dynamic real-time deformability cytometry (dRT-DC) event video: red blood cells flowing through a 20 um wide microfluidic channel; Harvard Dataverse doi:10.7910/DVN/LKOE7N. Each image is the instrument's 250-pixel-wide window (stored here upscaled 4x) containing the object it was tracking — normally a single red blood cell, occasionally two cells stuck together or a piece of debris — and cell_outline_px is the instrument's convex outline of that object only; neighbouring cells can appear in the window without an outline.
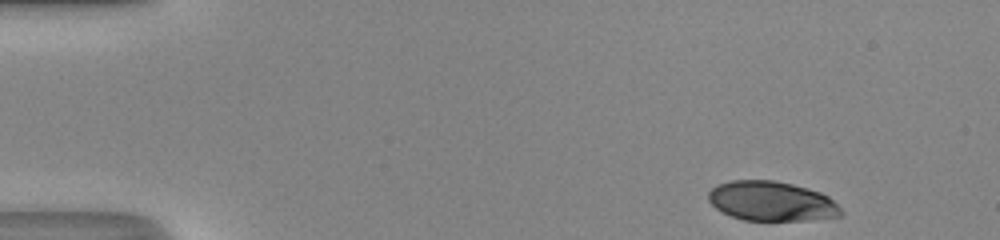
{"species": "human", "species_latin": "Homo sapiens", "temperature_condition": "room temperature", "stored_images_in_passage": 44, "camera_frame_rate_fps": 3000, "um_per_image_px": 0.085, "donor": {"sex": "male"}, "frame": {"image": 1, "passage_image": 1, "time_ms": 0.0, "image_size_px": [1000, 240], "cell_outline_px": [[844, 212], [840, 216], [808, 220], [744, 220], [732, 216], [716, 208], [708, 200], [708, 192], [716, 184], [732, 180], [776, 180], [808, 188], [820, 192], [828, 196]], "centroid_in_image_um": [65.57, 17.09], "position_along_channel_um": 19.4, "area_um2": 30.58}}
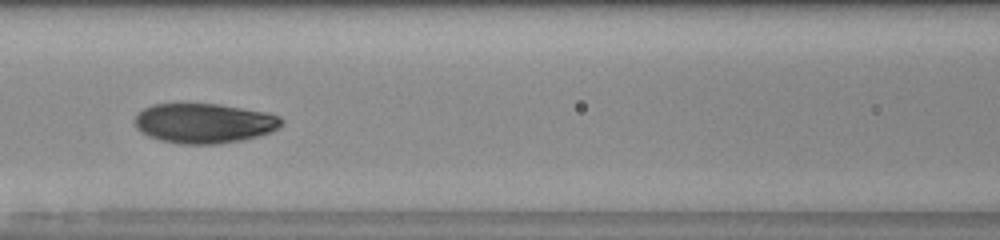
{"frame": {"image": 2, "passage_image": 18, "time_ms": 5.667, "image_size_px": [1000, 240], "cell_outline_px": [[284, 124], [272, 132], [244, 140], [216, 144], [184, 144], [160, 140], [148, 136], [140, 132], [136, 128], [136, 112], [152, 104], [220, 104], [268, 112], [280, 116], [284, 120]], "centroid_in_image_um": [17.39, 10.47], "position_along_channel_um": 149.2, "area_um2": 34.39}}
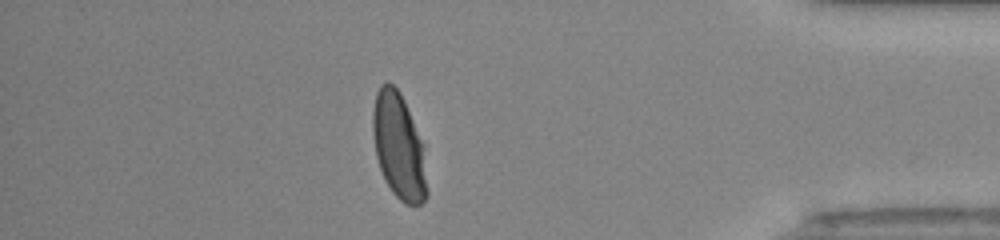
{"frame": {"image": 3, "passage_image": 38, "time_ms": 12.333, "image_size_px": [1000, 240], "cell_outline_px": [[428, 196], [420, 204], [408, 204], [400, 200], [392, 192], [384, 180], [376, 156], [372, 132], [372, 112], [376, 92], [380, 84], [388, 80], [400, 92], [404, 100], [424, 144], [428, 192]], "centroid_in_image_um": [33.9, 12.42], "position_along_channel_um": 401.3, "area_um2": 33.93}, "authors_computed_cell_mechanics": {"area_um2": 33.5818, "velocity_mm_per_s": 4.3272, "shape_relaxation_time_tau1_ms": 5.1983, "shape_relaxation_time_tau2_ms": null, "deformation_change_tau1": 0.2288, "deformation_change_tau2": null}}